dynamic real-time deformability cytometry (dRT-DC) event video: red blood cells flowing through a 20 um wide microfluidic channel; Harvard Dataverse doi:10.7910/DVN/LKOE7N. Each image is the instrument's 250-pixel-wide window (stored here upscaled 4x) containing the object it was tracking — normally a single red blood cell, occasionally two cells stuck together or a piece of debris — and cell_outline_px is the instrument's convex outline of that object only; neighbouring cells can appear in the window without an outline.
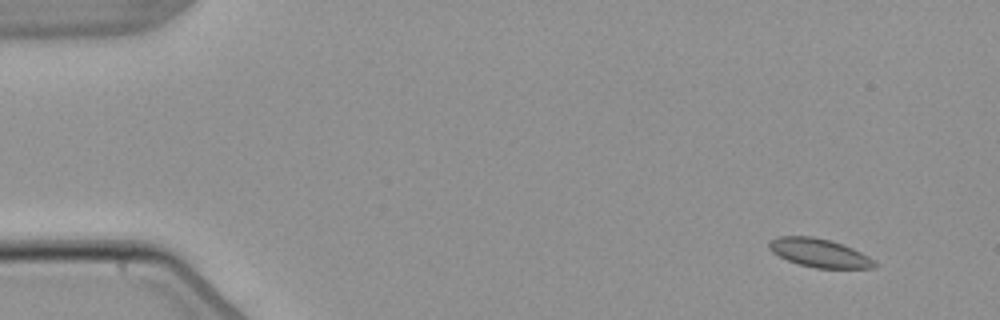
{"species": "common noctule bat (a hibernating species)", "species_latin": "Nyctalus noctula", "temperature_condition": "warm", "stored_images_in_passage": 4, "camera_frame_rate_fps": 3000, "um_per_image_px": 0.085, "animal": {"sex": "male", "body_mass_g": 21.5, "forearm_length_mm": 52.0}, "frame": {"image": 1, "passage_image": 1, "time_ms": 0.0, "image_size_px": [1000, 320], "cell_outline_px": [[876, 264], [872, 268], [816, 268], [800, 264], [788, 260], [772, 252], [768, 248], [768, 244], [772, 240], [780, 236], [812, 236], [832, 240], [852, 248], [868, 256]], "centroid_in_image_um": [69.62, 21.49], "position_along_channel_um": 15.4, "area_um2": 17.28}}
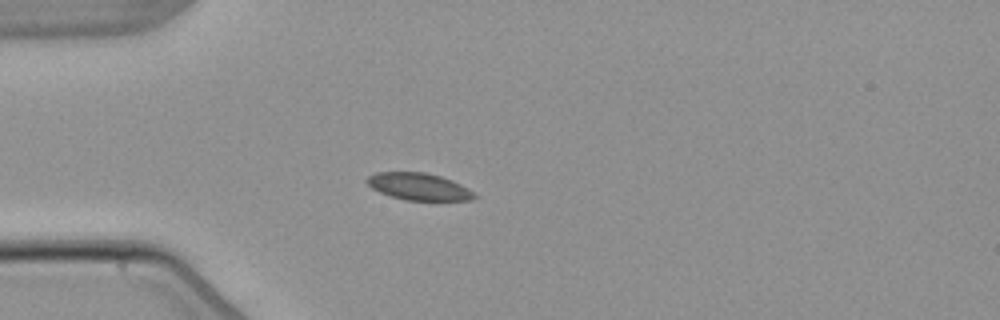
{"frame": {"image": 2, "passage_image": 4, "time_ms": 3.667, "image_size_px": [1000, 320], "cell_outline_px": [[476, 196], [472, 200], [404, 200], [380, 192], [372, 188], [364, 180], [368, 176], [376, 172], [424, 172], [440, 176], [452, 180], [468, 188]], "centroid_in_image_um": [35.57, 15.85], "position_along_channel_um": 49.4, "area_um2": 16.82}}